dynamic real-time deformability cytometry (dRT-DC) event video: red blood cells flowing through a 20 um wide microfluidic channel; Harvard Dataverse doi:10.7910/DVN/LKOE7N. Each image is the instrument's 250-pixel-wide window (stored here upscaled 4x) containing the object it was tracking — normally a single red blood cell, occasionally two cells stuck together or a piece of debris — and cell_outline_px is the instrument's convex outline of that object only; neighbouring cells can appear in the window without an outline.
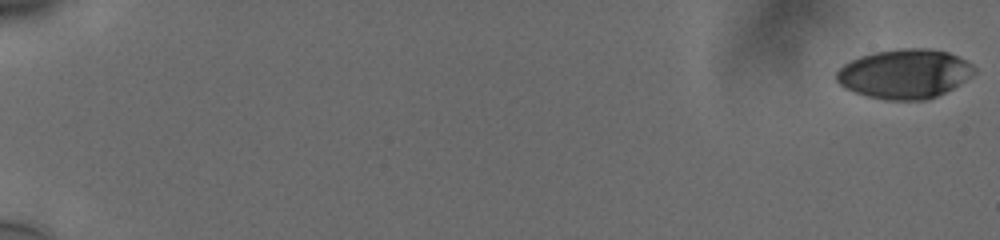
{"species": "human", "species_latin": "Homo sapiens", "temperature_condition": "cold", "stored_images_in_passage": 58, "camera_frame_rate_fps": 3000, "um_per_image_px": 0.085, "donor": {"sex": "male"}, "frame": {"image": 1, "passage_image": 1, "time_ms": 0.0, "image_size_px": [1000, 240], "cell_outline_px": [[976, 72], [972, 76], [960, 84], [928, 100], [884, 100], [868, 96], [844, 88], [836, 80], [836, 72], [844, 64], [860, 56], [872, 52], [900, 48], [928, 48], [948, 52], [972, 64], [976, 68]], "centroid_in_image_um": [76.89, 6.27], "position_along_channel_um": 8.1, "area_um2": 39.71}}
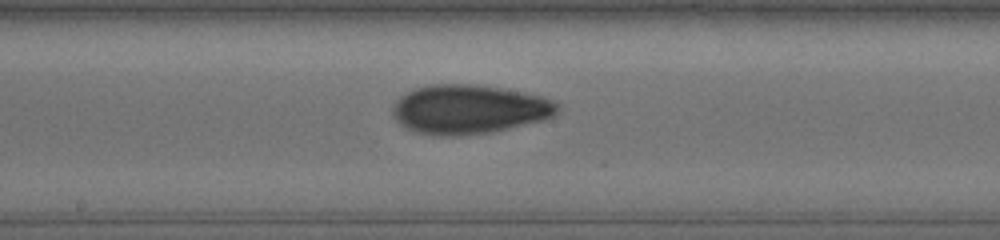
{"frame": {"image": 2, "passage_image": 34, "time_ms": 11.0, "image_size_px": [1000, 240], "cell_outline_px": [[560, 112], [544, 120], [492, 132], [456, 136], [440, 136], [416, 132], [400, 124], [396, 120], [392, 112], [392, 108], [400, 96], [416, 88], [428, 84], [472, 84], [500, 88], [544, 96], [560, 104]], "centroid_in_image_um": [39.9, 9.29], "position_along_channel_um": 208.3, "area_um2": 47.34}}
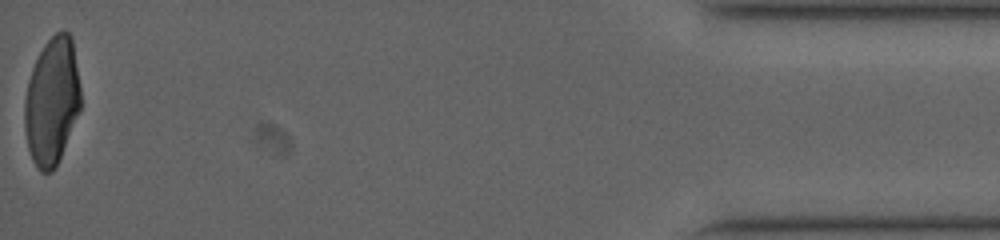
{"frame": {"image": 3, "passage_image": 58, "time_ms": 19.0, "image_size_px": [1000, 240], "cell_outline_px": [[80, 112], [60, 156], [52, 172], [40, 172], [32, 160], [28, 148], [24, 128], [24, 100], [28, 80], [32, 68], [44, 44], [56, 32], [64, 28], [72, 36], [80, 88]], "centroid_in_image_um": [4.4, 8.58], "position_along_channel_um": 430.8, "area_um2": 41.73}, "authors_computed_cell_mechanics": {"area_um2": 43.5234, "velocity_mm_per_s": 3.7805, "shape_relaxation_time_tau1_ms": 8.6618, "shape_relaxation_time_tau2_ms": 2.0564, "deformation_change_tau1": 0.2321, "deformation_change_tau2": 0.074}}